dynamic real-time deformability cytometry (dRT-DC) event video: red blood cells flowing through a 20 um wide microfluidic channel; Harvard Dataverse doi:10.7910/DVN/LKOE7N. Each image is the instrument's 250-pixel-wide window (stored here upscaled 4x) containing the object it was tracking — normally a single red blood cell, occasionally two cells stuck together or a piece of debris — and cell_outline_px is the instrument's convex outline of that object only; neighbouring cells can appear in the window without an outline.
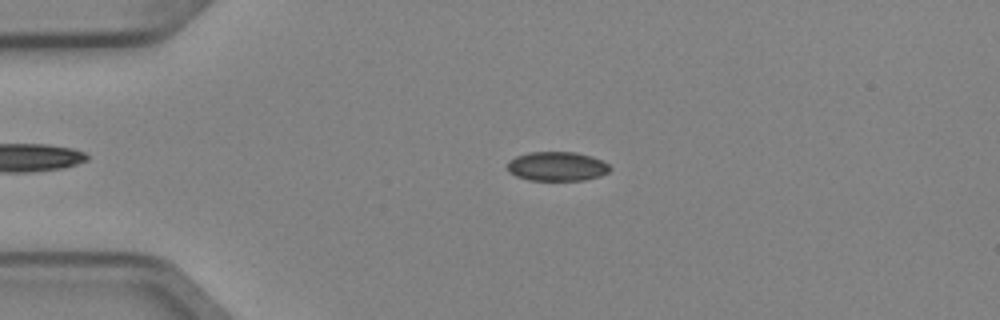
{"species": "Egyptian fruit bat (a non-hibernating species)", "species_latin": "Rousettus aegyptiacus", "temperature_condition": "cold", "stored_images_in_passage": 3, "camera_frame_rate_fps": 3000, "um_per_image_px": 0.085, "animal": {"sex": "female"}, "frame": {"image": 1, "passage_image": 3, "time_ms": 0.667, "image_size_px": [1000, 320], "cell_outline_px": [[612, 168], [608, 172], [600, 176], [584, 180], [528, 180], [516, 176], [508, 172], [508, 160], [516, 156], [528, 152], [576, 152], [592, 156], [608, 164]], "centroid_in_image_um": [47.33, 14.14], "position_along_channel_um": 37.7, "area_um2": 17.57}}